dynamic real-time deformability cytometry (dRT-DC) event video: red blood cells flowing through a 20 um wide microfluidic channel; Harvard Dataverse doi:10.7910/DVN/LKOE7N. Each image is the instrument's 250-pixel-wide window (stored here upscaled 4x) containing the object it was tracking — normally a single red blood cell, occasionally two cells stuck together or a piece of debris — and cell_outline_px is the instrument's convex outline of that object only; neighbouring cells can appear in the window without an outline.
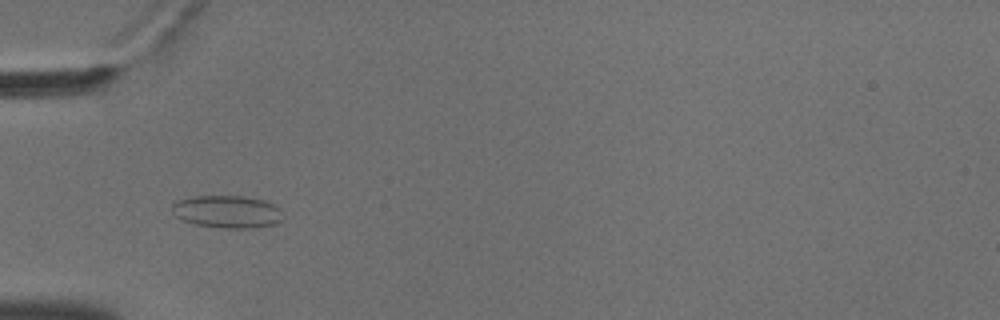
{"species": "common noctule bat (a hibernating species)", "species_latin": "Nyctalus noctula", "temperature_condition": "cold", "stored_images_in_passage": 56, "camera_frame_rate_fps": 3000, "um_per_image_px": 0.085, "animal": {"sex": "male", "body_mass_g": 18.8}, "frame": {"image": 1, "passage_image": 19, "time_ms": 6.0, "image_size_px": [1000, 320], "cell_outline_px": [[284, 220], [276, 224], [256, 228], [220, 228], [196, 224], [184, 220], [176, 216], [172, 212], [172, 204], [180, 200], [192, 196], [244, 196], [264, 200], [280, 208]], "centroid_in_image_um": [19.36, 18.0], "position_along_channel_um": 65.6, "area_um2": 21.15}}
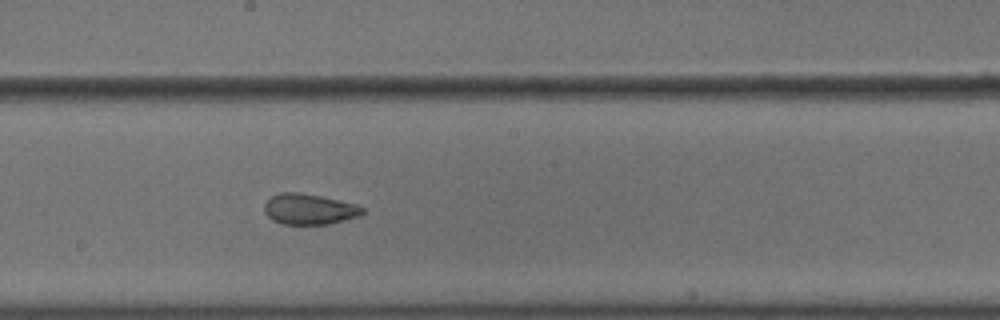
{"frame": {"image": 2, "passage_image": 32, "time_ms": 10.333, "image_size_px": [1000, 320], "cell_outline_px": [[368, 212], [360, 216], [328, 224], [284, 224], [272, 220], [264, 212], [264, 204], [272, 196], [280, 192], [300, 192], [320, 196], [356, 204], [364, 208]], "centroid_in_image_um": [26.31, 17.78], "position_along_channel_um": 221.9, "area_um2": 17.63}}
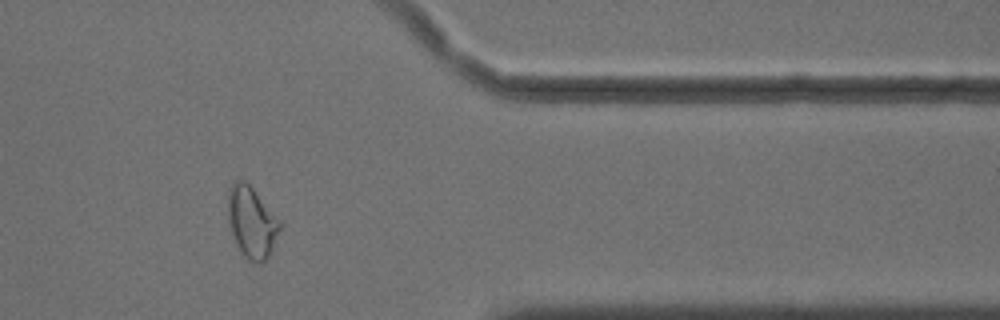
{"frame": {"image": 3, "passage_image": 47, "time_ms": 15.333, "image_size_px": [1000, 320], "cell_outline_px": [[280, 228], [272, 248], [268, 256], [260, 264], [248, 260], [240, 252], [232, 236], [228, 224], [228, 192], [232, 180], [236, 176], [244, 180], [252, 188], [280, 220]], "centroid_in_image_um": [21.34, 18.85], "position_along_channel_um": 390.1, "area_um2": 21.62}, "authors_computed_cell_mechanics": {"area_um2": 21.4149, "velocity_mm_per_s": 3.6352, "shape_relaxation_time_tau1_ms": null, "shape_relaxation_time_tau2_ms": 2.1716, "deformation_change_tau1": null, "deformation_change_tau2": 0.0692}}